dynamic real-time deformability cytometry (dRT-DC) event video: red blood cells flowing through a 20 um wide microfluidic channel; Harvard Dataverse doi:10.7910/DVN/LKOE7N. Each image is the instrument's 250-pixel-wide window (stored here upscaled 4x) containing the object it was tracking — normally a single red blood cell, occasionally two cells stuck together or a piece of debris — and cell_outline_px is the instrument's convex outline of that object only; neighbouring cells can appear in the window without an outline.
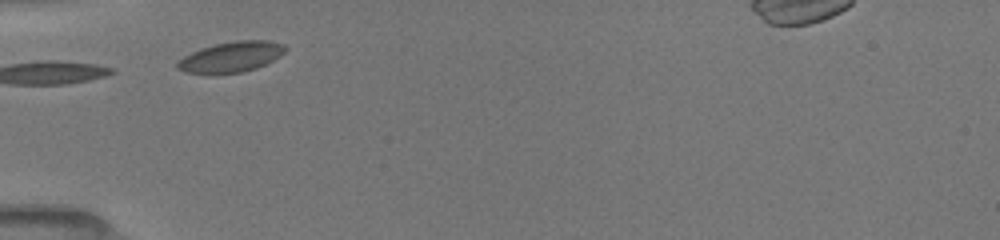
{"species": "common noctule bat (a hibernating species)", "species_latin": "Nyctalus noctula", "temperature_condition": "room temperature", "stored_images_in_passage": 4, "camera_frame_rate_fps": 3000, "um_per_image_px": 0.085, "animal": {"sex": "female", "body_mass_g": 19.5, "forearm_length_mm": 54.1}, "frame": {"image": 1, "passage_image": 2, "time_ms": 0.667, "image_size_px": [1000, 240], "cell_outline_px": [[288, 48], [280, 56], [256, 68], [240, 72], [184, 72], [176, 68], [176, 64], [184, 56], [200, 48], [216, 44], [236, 40], [268, 40], [284, 44]], "centroid_in_image_um": [19.68, 4.8], "position_along_channel_um": 65.3, "area_um2": 18.73}}